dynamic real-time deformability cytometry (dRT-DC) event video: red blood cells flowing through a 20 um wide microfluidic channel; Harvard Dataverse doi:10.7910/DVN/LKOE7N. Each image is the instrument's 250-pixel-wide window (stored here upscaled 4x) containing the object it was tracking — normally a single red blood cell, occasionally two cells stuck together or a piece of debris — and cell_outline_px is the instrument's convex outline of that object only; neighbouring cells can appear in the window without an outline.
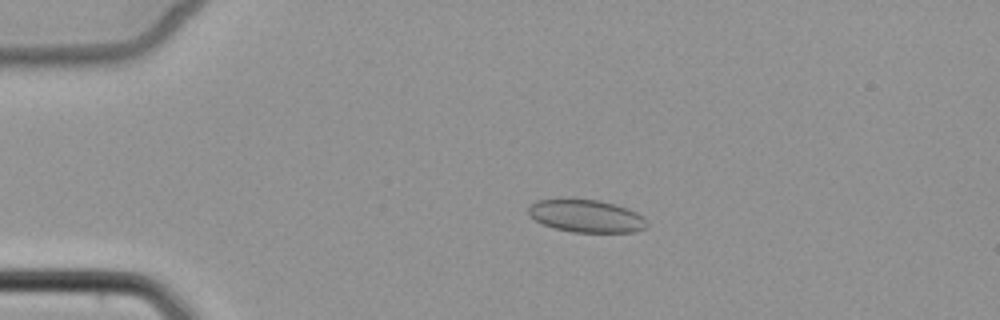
{"species": "common noctule bat (a hibernating species)", "species_latin": "Nyctalus noctula", "temperature_condition": "cold", "stored_images_in_passage": 4, "camera_frame_rate_fps": 3000, "um_per_image_px": 0.085, "animal": {"sex": "female", "body_mass_g": 22.7, "forearm_length_mm": 54.2}, "frame": {"image": 1, "passage_image": 3, "time_ms": 3.333, "image_size_px": [1000, 320], "cell_outline_px": [[648, 224], [644, 228], [636, 232], [572, 232], [556, 228], [544, 224], [536, 220], [528, 212], [528, 208], [536, 200], [572, 196], [600, 200], [628, 208], [644, 216]], "centroid_in_image_um": [49.83, 18.31], "position_along_channel_um": 35.2, "area_um2": 23.12}}